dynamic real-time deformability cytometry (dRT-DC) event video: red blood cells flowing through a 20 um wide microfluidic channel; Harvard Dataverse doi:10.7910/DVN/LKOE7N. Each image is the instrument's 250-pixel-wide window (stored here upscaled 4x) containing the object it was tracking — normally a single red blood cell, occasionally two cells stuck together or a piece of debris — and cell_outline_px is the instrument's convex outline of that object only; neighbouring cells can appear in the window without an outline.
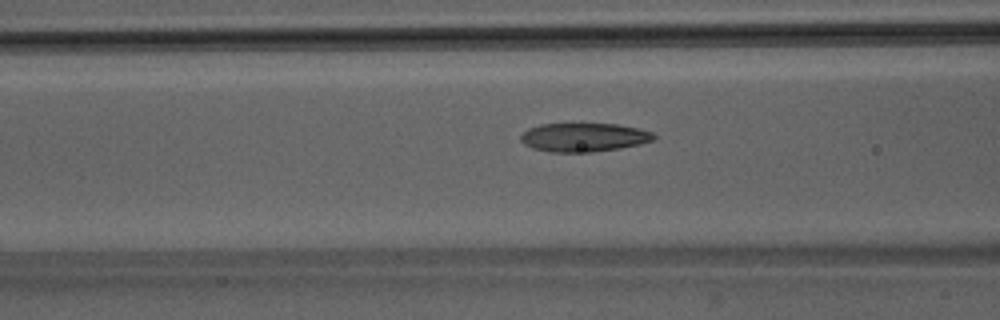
{"species": "Egyptian fruit bat (a non-hibernating species)", "species_latin": "Rousettus aegyptiacus", "temperature_condition": "room temperature", "stored_images_in_passage": 47, "camera_frame_rate_fps": 3000, "um_per_image_px": 0.085, "animal": {"sex": "male"}, "frame": {"image": 1, "passage_image": 19, "time_ms": 6.0, "image_size_px": [1000, 320], "cell_outline_px": [[656, 136], [652, 140], [640, 144], [620, 148], [592, 152], [548, 152], [532, 148], [524, 144], [520, 140], [520, 136], [528, 128], [540, 124], [572, 120], [616, 124], [636, 128], [652, 132]], "centroid_in_image_um": [49.56, 11.62], "position_along_channel_um": 117.0, "area_um2": 23.29}}
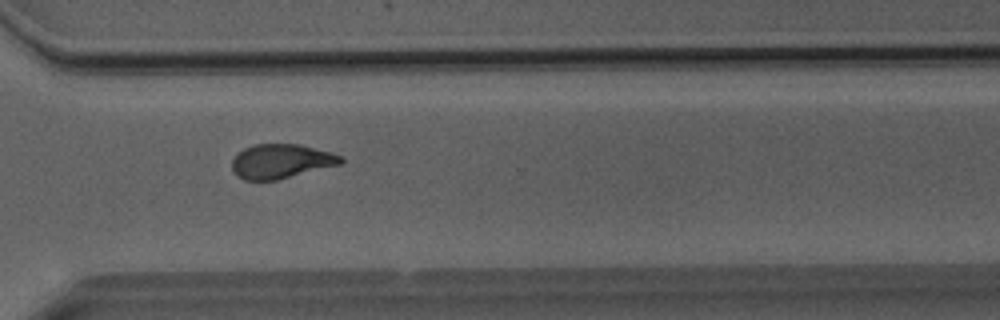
{"frame": {"image": 2, "passage_image": 36, "time_ms": 11.667, "image_size_px": [1000, 320], "cell_outline_px": [[344, 164], [276, 180], [244, 180], [236, 176], [232, 168], [232, 160], [244, 148], [252, 144], [300, 144], [332, 152], [344, 156]], "centroid_in_image_um": [23.95, 13.71], "position_along_channel_um": 346.7, "area_um2": 22.08}}
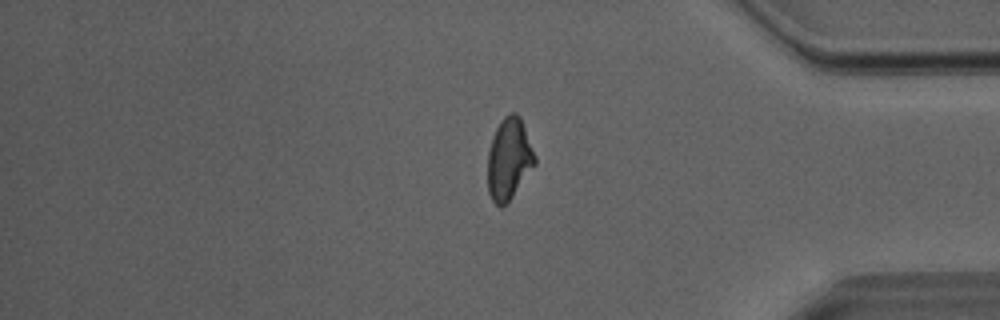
{"frame": {"image": 3, "passage_image": 41, "time_ms": 13.333, "image_size_px": [1000, 320], "cell_outline_px": [[536, 164], [512, 196], [500, 208], [492, 200], [488, 192], [488, 152], [496, 128], [500, 120], [508, 112], [516, 112], [520, 116], [536, 156]], "centroid_in_image_um": [43.27, 13.48], "position_along_channel_um": 391.9, "area_um2": 22.31}}